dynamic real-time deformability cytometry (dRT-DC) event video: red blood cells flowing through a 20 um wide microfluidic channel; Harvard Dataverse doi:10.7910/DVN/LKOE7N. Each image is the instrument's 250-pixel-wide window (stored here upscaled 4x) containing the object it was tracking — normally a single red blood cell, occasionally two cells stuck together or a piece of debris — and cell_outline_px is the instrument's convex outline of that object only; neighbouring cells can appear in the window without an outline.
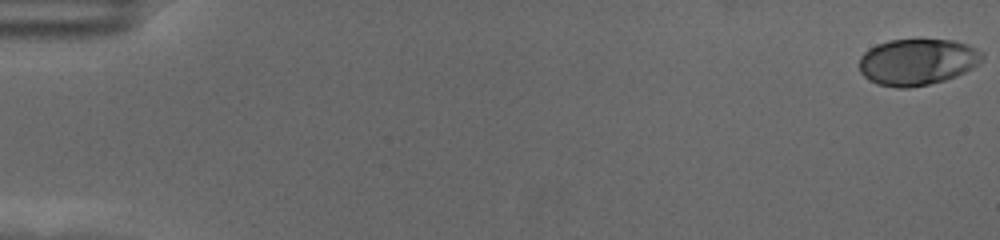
{"species": "human", "species_latin": "Homo sapiens", "temperature_condition": "cold", "stored_images_in_passage": 59, "camera_frame_rate_fps": 3000, "um_per_image_px": 0.085, "donor": {"sex": "female"}, "frame": {"image": 1, "passage_image": 1, "time_ms": 0.0, "image_size_px": [1000, 240], "cell_outline_px": [[984, 56], [972, 68], [956, 76], [944, 80], [928, 84], [908, 88], [896, 88], [876, 84], [868, 80], [860, 72], [860, 56], [868, 48], [876, 44], [888, 40], [952, 40], [968, 44], [984, 52]], "centroid_in_image_um": [77.94, 5.26], "position_along_channel_um": 7.1, "area_um2": 33.35}}
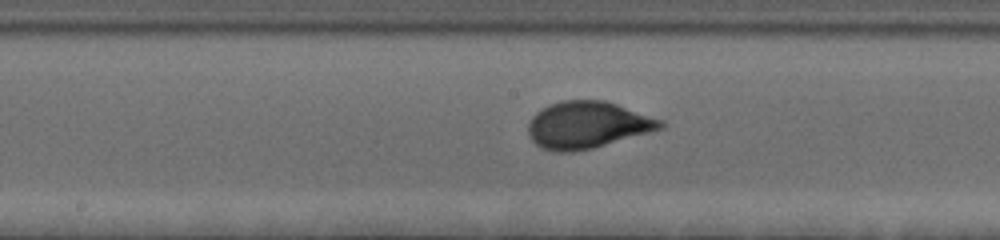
{"frame": {"image": 2, "passage_image": 32, "time_ms": 10.333, "image_size_px": [1000, 240], "cell_outline_px": [[664, 128], [592, 148], [572, 152], [552, 152], [540, 148], [528, 136], [528, 124], [532, 116], [536, 112], [548, 104], [560, 100], [604, 100], [664, 120]], "centroid_in_image_um": [49.89, 10.62], "position_along_channel_um": 198.3, "area_um2": 36.3}}
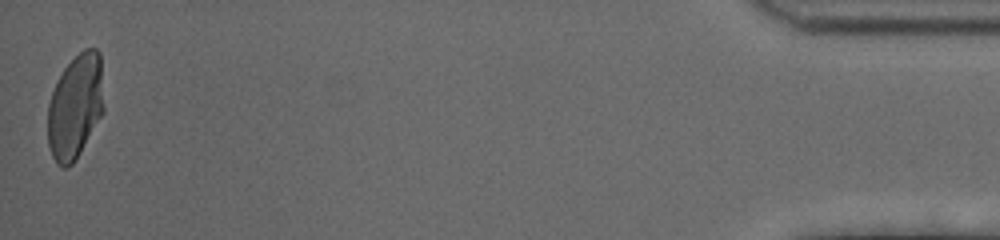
{"frame": {"image": 3, "passage_image": 59, "time_ms": 19.333, "image_size_px": [1000, 240], "cell_outline_px": [[104, 112], [80, 152], [72, 164], [68, 168], [60, 168], [56, 164], [52, 156], [48, 144], [48, 104], [56, 80], [64, 68], [84, 48], [96, 48], [100, 52], [104, 108]], "centroid_in_image_um": [6.4, 9.07], "position_along_channel_um": 428.8, "area_um2": 34.39}, "authors_computed_cell_mechanics": {"area_um2": 33.9286, "velocity_mm_per_s": 3.4929, "shape_relaxation_time_tau1_ms": 3.0774, "shape_relaxation_time_tau2_ms": null, "deformation_change_tau1": 0.1726, "deformation_change_tau2": null}}